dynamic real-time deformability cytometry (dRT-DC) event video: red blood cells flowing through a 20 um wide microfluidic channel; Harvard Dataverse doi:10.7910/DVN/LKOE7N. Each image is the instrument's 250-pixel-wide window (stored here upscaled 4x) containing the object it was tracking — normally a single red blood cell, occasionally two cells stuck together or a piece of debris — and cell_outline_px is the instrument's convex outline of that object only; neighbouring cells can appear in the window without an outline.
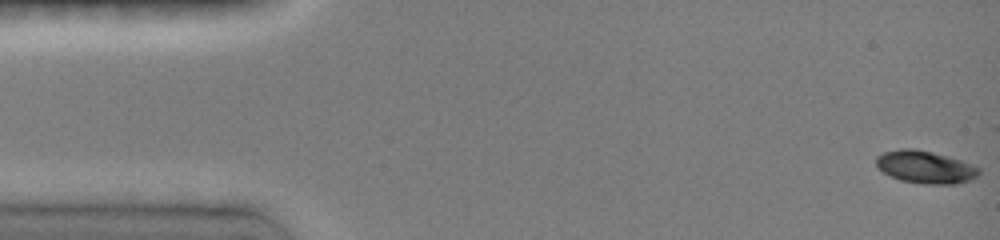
{"species": "common noctule bat (a hibernating species)", "species_latin": "Nyctalus noctula", "temperature_condition": "room temperature", "stored_images_in_passage": 48, "camera_frame_rate_fps": 3000, "um_per_image_px": 0.085, "animal": {"sex": "female", "body_mass_g": 19.0, "forearm_length_mm": 51.5}, "frame": {"image": 1, "passage_image": 1, "time_ms": 0.0, "image_size_px": [1000, 240], "cell_outline_px": [[980, 172], [976, 176], [968, 180], [956, 184], [924, 184], [900, 180], [884, 172], [876, 164], [876, 156], [884, 152], [900, 148], [916, 148], [948, 156], [960, 160], [980, 168]], "centroid_in_image_um": [78.64, 14.19], "position_along_channel_um": 6.4, "area_um2": 19.36}}
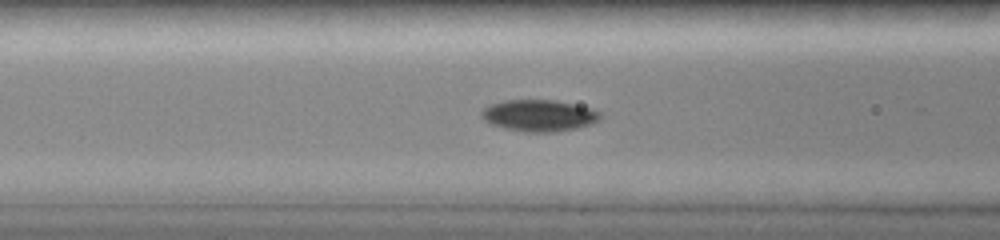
{"frame": {"image": 2, "passage_image": 19, "time_ms": 6.0, "image_size_px": [1000, 240], "cell_outline_px": [[604, 116], [600, 120], [592, 124], [576, 128], [556, 132], [524, 132], [504, 128], [492, 124], [484, 120], [480, 116], [480, 112], [488, 104], [504, 100], [552, 100], [592, 108], [604, 112]], "centroid_in_image_um": [45.85, 9.82], "position_along_channel_um": 120.8, "area_um2": 22.2}}
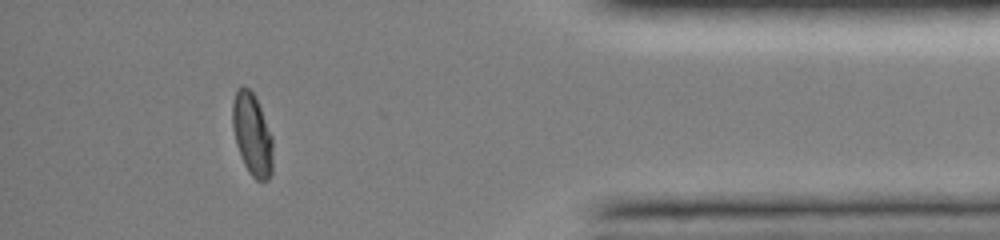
{"frame": {"image": 3, "passage_image": 43, "time_ms": 14.0, "image_size_px": [1000, 240], "cell_outline_px": [[272, 172], [268, 180], [256, 180], [248, 172], [244, 164], [236, 144], [232, 128], [232, 104], [236, 88], [248, 88], [256, 96], [272, 136]], "centroid_in_image_um": [21.43, 11.42], "position_along_channel_um": 413.8, "area_um2": 19.42}, "authors_computed_cell_mechanics": {"area_um2": 19.652, "velocity_mm_per_s": 4.0128, "shape_relaxation_time_tau1_ms": 4.3721, "shape_relaxation_time_tau2_ms": 0.6173, "deformation_change_tau1": 0.1842, "deformation_change_tau2": 0.0226}}